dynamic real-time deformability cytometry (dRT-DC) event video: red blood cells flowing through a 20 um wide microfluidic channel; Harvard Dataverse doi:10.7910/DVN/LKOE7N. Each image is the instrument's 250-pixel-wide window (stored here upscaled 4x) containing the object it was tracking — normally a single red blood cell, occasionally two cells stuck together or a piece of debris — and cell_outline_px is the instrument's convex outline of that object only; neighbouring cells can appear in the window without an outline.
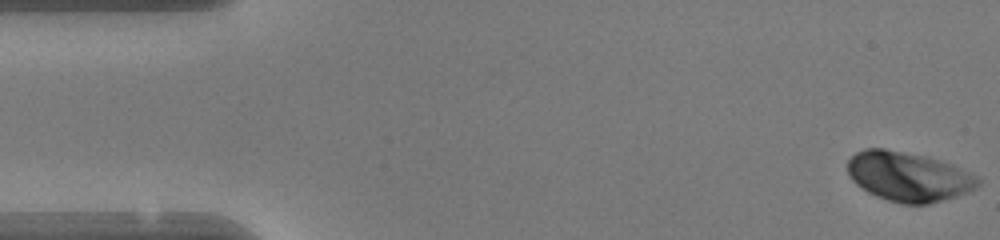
{"species": "human", "species_latin": "Homo sapiens", "temperature_condition": "warm", "stored_images_in_passage": 48, "camera_frame_rate_fps": 3000, "um_per_image_px": 0.085, "donor": {"sex": "female"}, "frame": {"image": 1, "passage_image": 1, "time_ms": 0.0, "image_size_px": [1000, 240], "cell_outline_px": [[980, 184], [976, 188], [968, 192], [956, 196], [928, 204], [904, 204], [888, 200], [876, 196], [868, 192], [856, 184], [852, 180], [848, 172], [848, 160], [856, 152], [864, 148], [884, 148], [924, 156], [952, 164], [976, 176], [980, 180]], "centroid_in_image_um": [77.21, 15.01], "position_along_channel_um": 7.8, "area_um2": 37.4}}
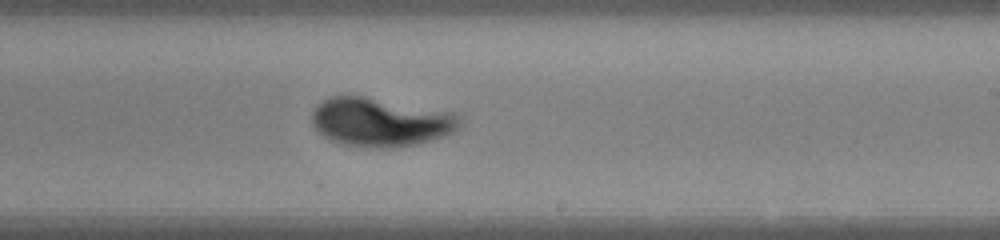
{"frame": {"image": 2, "passage_image": 28, "time_ms": 9.0, "image_size_px": [1000, 240], "cell_outline_px": [[460, 124], [452, 132], [444, 136], [432, 140], [416, 144], [396, 148], [364, 148], [340, 144], [316, 132], [312, 124], [312, 112], [316, 104], [328, 96], [364, 96], [452, 112], [460, 120]], "centroid_in_image_um": [32.26, 10.39], "position_along_channel_um": 256.7, "area_um2": 42.19}}
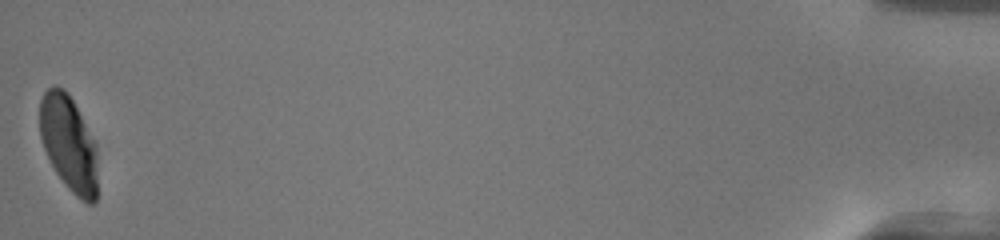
{"frame": {"image": 3, "passage_image": 48, "time_ms": 15.667, "image_size_px": [1000, 240], "cell_outline_px": [[96, 200], [92, 204], [88, 204], [80, 200], [68, 188], [56, 172], [44, 148], [40, 136], [40, 100], [44, 92], [52, 84], [56, 84], [64, 88], [68, 92], [96, 144]], "centroid_in_image_um": [5.83, 12.16], "position_along_channel_um": 429.4, "area_um2": 32.08}, "authors_computed_cell_mechanics": {"area_um2": 38.0902, "velocity_mm_per_s": 4.1798, "shape_relaxation_time_tau1_ms": 3.5866, "shape_relaxation_time_tau2_ms": null, "deformation_change_tau1": 0.1763, "deformation_change_tau2": null}}